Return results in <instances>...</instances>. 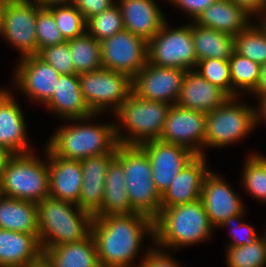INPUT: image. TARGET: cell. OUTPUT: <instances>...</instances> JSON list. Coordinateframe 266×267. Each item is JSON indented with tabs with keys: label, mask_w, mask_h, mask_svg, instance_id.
Segmentation results:
<instances>
[{
	"label": "cell",
	"mask_w": 266,
	"mask_h": 267,
	"mask_svg": "<svg viewBox=\"0 0 266 267\" xmlns=\"http://www.w3.org/2000/svg\"><path fill=\"white\" fill-rule=\"evenodd\" d=\"M259 154L248 155L243 165L241 180L246 192L258 201L266 202V156Z\"/></svg>",
	"instance_id": "obj_34"
},
{
	"label": "cell",
	"mask_w": 266,
	"mask_h": 267,
	"mask_svg": "<svg viewBox=\"0 0 266 267\" xmlns=\"http://www.w3.org/2000/svg\"><path fill=\"white\" fill-rule=\"evenodd\" d=\"M194 70L209 83L220 87L232 97V83L228 60L216 58L200 60L197 62V66Z\"/></svg>",
	"instance_id": "obj_38"
},
{
	"label": "cell",
	"mask_w": 266,
	"mask_h": 267,
	"mask_svg": "<svg viewBox=\"0 0 266 267\" xmlns=\"http://www.w3.org/2000/svg\"><path fill=\"white\" fill-rule=\"evenodd\" d=\"M93 217L91 235L101 267H135L131 262L144 236L154 241V220L143 213Z\"/></svg>",
	"instance_id": "obj_1"
},
{
	"label": "cell",
	"mask_w": 266,
	"mask_h": 267,
	"mask_svg": "<svg viewBox=\"0 0 266 267\" xmlns=\"http://www.w3.org/2000/svg\"><path fill=\"white\" fill-rule=\"evenodd\" d=\"M180 10H184L194 21L198 15L216 0H168Z\"/></svg>",
	"instance_id": "obj_44"
},
{
	"label": "cell",
	"mask_w": 266,
	"mask_h": 267,
	"mask_svg": "<svg viewBox=\"0 0 266 267\" xmlns=\"http://www.w3.org/2000/svg\"><path fill=\"white\" fill-rule=\"evenodd\" d=\"M43 161L33 152L9 155L0 177L1 195L39 203L49 196L48 147Z\"/></svg>",
	"instance_id": "obj_6"
},
{
	"label": "cell",
	"mask_w": 266,
	"mask_h": 267,
	"mask_svg": "<svg viewBox=\"0 0 266 267\" xmlns=\"http://www.w3.org/2000/svg\"><path fill=\"white\" fill-rule=\"evenodd\" d=\"M60 74L38 55L20 58L14 71L16 90L45 105L53 96Z\"/></svg>",
	"instance_id": "obj_15"
},
{
	"label": "cell",
	"mask_w": 266,
	"mask_h": 267,
	"mask_svg": "<svg viewBox=\"0 0 266 267\" xmlns=\"http://www.w3.org/2000/svg\"><path fill=\"white\" fill-rule=\"evenodd\" d=\"M116 2L121 9L124 29L146 42L152 39L167 22L156 0H116Z\"/></svg>",
	"instance_id": "obj_20"
},
{
	"label": "cell",
	"mask_w": 266,
	"mask_h": 267,
	"mask_svg": "<svg viewBox=\"0 0 266 267\" xmlns=\"http://www.w3.org/2000/svg\"><path fill=\"white\" fill-rule=\"evenodd\" d=\"M67 41L75 74L80 75L103 68L100 42L93 36L85 32L83 35Z\"/></svg>",
	"instance_id": "obj_31"
},
{
	"label": "cell",
	"mask_w": 266,
	"mask_h": 267,
	"mask_svg": "<svg viewBox=\"0 0 266 267\" xmlns=\"http://www.w3.org/2000/svg\"><path fill=\"white\" fill-rule=\"evenodd\" d=\"M142 260L136 267H181L171 256V252L165 253V249L153 246L145 250ZM170 254V255H169Z\"/></svg>",
	"instance_id": "obj_42"
},
{
	"label": "cell",
	"mask_w": 266,
	"mask_h": 267,
	"mask_svg": "<svg viewBox=\"0 0 266 267\" xmlns=\"http://www.w3.org/2000/svg\"><path fill=\"white\" fill-rule=\"evenodd\" d=\"M122 30H124L123 18L117 2L86 20V32L98 42H102Z\"/></svg>",
	"instance_id": "obj_35"
},
{
	"label": "cell",
	"mask_w": 266,
	"mask_h": 267,
	"mask_svg": "<svg viewBox=\"0 0 266 267\" xmlns=\"http://www.w3.org/2000/svg\"><path fill=\"white\" fill-rule=\"evenodd\" d=\"M9 155L10 154H8L5 150L0 148V177H1L2 168L4 167L5 161L7 160Z\"/></svg>",
	"instance_id": "obj_50"
},
{
	"label": "cell",
	"mask_w": 266,
	"mask_h": 267,
	"mask_svg": "<svg viewBox=\"0 0 266 267\" xmlns=\"http://www.w3.org/2000/svg\"><path fill=\"white\" fill-rule=\"evenodd\" d=\"M263 25H264V27L266 28V15L263 17V18H261V21H260Z\"/></svg>",
	"instance_id": "obj_52"
},
{
	"label": "cell",
	"mask_w": 266,
	"mask_h": 267,
	"mask_svg": "<svg viewBox=\"0 0 266 267\" xmlns=\"http://www.w3.org/2000/svg\"><path fill=\"white\" fill-rule=\"evenodd\" d=\"M234 51L254 62L266 63V28L260 22L251 23L244 31L234 36Z\"/></svg>",
	"instance_id": "obj_33"
},
{
	"label": "cell",
	"mask_w": 266,
	"mask_h": 267,
	"mask_svg": "<svg viewBox=\"0 0 266 267\" xmlns=\"http://www.w3.org/2000/svg\"><path fill=\"white\" fill-rule=\"evenodd\" d=\"M238 98L230 97L206 114L205 148L229 146L255 129V108L239 102Z\"/></svg>",
	"instance_id": "obj_8"
},
{
	"label": "cell",
	"mask_w": 266,
	"mask_h": 267,
	"mask_svg": "<svg viewBox=\"0 0 266 267\" xmlns=\"http://www.w3.org/2000/svg\"><path fill=\"white\" fill-rule=\"evenodd\" d=\"M46 107L64 120L79 119L93 113L85 103L77 74H61Z\"/></svg>",
	"instance_id": "obj_24"
},
{
	"label": "cell",
	"mask_w": 266,
	"mask_h": 267,
	"mask_svg": "<svg viewBox=\"0 0 266 267\" xmlns=\"http://www.w3.org/2000/svg\"><path fill=\"white\" fill-rule=\"evenodd\" d=\"M228 61L230 65L232 97H238L246 92L252 94L257 88L261 65L237 54L235 51Z\"/></svg>",
	"instance_id": "obj_32"
},
{
	"label": "cell",
	"mask_w": 266,
	"mask_h": 267,
	"mask_svg": "<svg viewBox=\"0 0 266 267\" xmlns=\"http://www.w3.org/2000/svg\"><path fill=\"white\" fill-rule=\"evenodd\" d=\"M214 227L201 199L191 203L161 208L154 219V244L160 248H170L174 252L182 246L207 241Z\"/></svg>",
	"instance_id": "obj_2"
},
{
	"label": "cell",
	"mask_w": 266,
	"mask_h": 267,
	"mask_svg": "<svg viewBox=\"0 0 266 267\" xmlns=\"http://www.w3.org/2000/svg\"><path fill=\"white\" fill-rule=\"evenodd\" d=\"M206 155H196L176 175L168 189L162 194L161 208L191 203L200 199L207 168Z\"/></svg>",
	"instance_id": "obj_19"
},
{
	"label": "cell",
	"mask_w": 266,
	"mask_h": 267,
	"mask_svg": "<svg viewBox=\"0 0 266 267\" xmlns=\"http://www.w3.org/2000/svg\"><path fill=\"white\" fill-rule=\"evenodd\" d=\"M206 118L204 112L171 105L160 140L205 155Z\"/></svg>",
	"instance_id": "obj_13"
},
{
	"label": "cell",
	"mask_w": 266,
	"mask_h": 267,
	"mask_svg": "<svg viewBox=\"0 0 266 267\" xmlns=\"http://www.w3.org/2000/svg\"><path fill=\"white\" fill-rule=\"evenodd\" d=\"M41 7H48L54 4H70L74 0H35Z\"/></svg>",
	"instance_id": "obj_48"
},
{
	"label": "cell",
	"mask_w": 266,
	"mask_h": 267,
	"mask_svg": "<svg viewBox=\"0 0 266 267\" xmlns=\"http://www.w3.org/2000/svg\"><path fill=\"white\" fill-rule=\"evenodd\" d=\"M79 82L83 99L93 114L109 109L115 113L132 93L129 76L104 68L80 74Z\"/></svg>",
	"instance_id": "obj_10"
},
{
	"label": "cell",
	"mask_w": 266,
	"mask_h": 267,
	"mask_svg": "<svg viewBox=\"0 0 266 267\" xmlns=\"http://www.w3.org/2000/svg\"><path fill=\"white\" fill-rule=\"evenodd\" d=\"M146 42L128 30L100 42L102 67L126 74L131 79L147 64Z\"/></svg>",
	"instance_id": "obj_12"
},
{
	"label": "cell",
	"mask_w": 266,
	"mask_h": 267,
	"mask_svg": "<svg viewBox=\"0 0 266 267\" xmlns=\"http://www.w3.org/2000/svg\"><path fill=\"white\" fill-rule=\"evenodd\" d=\"M115 3L116 0H74L73 2L85 20L110 8Z\"/></svg>",
	"instance_id": "obj_43"
},
{
	"label": "cell",
	"mask_w": 266,
	"mask_h": 267,
	"mask_svg": "<svg viewBox=\"0 0 266 267\" xmlns=\"http://www.w3.org/2000/svg\"><path fill=\"white\" fill-rule=\"evenodd\" d=\"M116 158L123 165L132 208L154 220L160 214L162 195L152 180L151 164L146 152L140 146L118 144Z\"/></svg>",
	"instance_id": "obj_7"
},
{
	"label": "cell",
	"mask_w": 266,
	"mask_h": 267,
	"mask_svg": "<svg viewBox=\"0 0 266 267\" xmlns=\"http://www.w3.org/2000/svg\"><path fill=\"white\" fill-rule=\"evenodd\" d=\"M255 95V98L258 97L259 104L255 109V121H256V126L259 124V122L265 121L266 122V93L264 94H253L252 96Z\"/></svg>",
	"instance_id": "obj_46"
},
{
	"label": "cell",
	"mask_w": 266,
	"mask_h": 267,
	"mask_svg": "<svg viewBox=\"0 0 266 267\" xmlns=\"http://www.w3.org/2000/svg\"><path fill=\"white\" fill-rule=\"evenodd\" d=\"M97 115L65 120L70 121V124L58 127L45 146L58 157L79 161L91 156L112 153L118 145L115 123L94 124L95 126L93 123L90 124V120L95 119Z\"/></svg>",
	"instance_id": "obj_3"
},
{
	"label": "cell",
	"mask_w": 266,
	"mask_h": 267,
	"mask_svg": "<svg viewBox=\"0 0 266 267\" xmlns=\"http://www.w3.org/2000/svg\"><path fill=\"white\" fill-rule=\"evenodd\" d=\"M140 147L149 158L152 180L161 195L168 189L176 175L196 156L182 146L160 139L145 142Z\"/></svg>",
	"instance_id": "obj_16"
},
{
	"label": "cell",
	"mask_w": 266,
	"mask_h": 267,
	"mask_svg": "<svg viewBox=\"0 0 266 267\" xmlns=\"http://www.w3.org/2000/svg\"><path fill=\"white\" fill-rule=\"evenodd\" d=\"M250 19L252 17L231 0H216L198 15L194 23L236 36L252 23Z\"/></svg>",
	"instance_id": "obj_26"
},
{
	"label": "cell",
	"mask_w": 266,
	"mask_h": 267,
	"mask_svg": "<svg viewBox=\"0 0 266 267\" xmlns=\"http://www.w3.org/2000/svg\"><path fill=\"white\" fill-rule=\"evenodd\" d=\"M42 256L43 251L35 235L0 229V267H27Z\"/></svg>",
	"instance_id": "obj_25"
},
{
	"label": "cell",
	"mask_w": 266,
	"mask_h": 267,
	"mask_svg": "<svg viewBox=\"0 0 266 267\" xmlns=\"http://www.w3.org/2000/svg\"><path fill=\"white\" fill-rule=\"evenodd\" d=\"M166 22L148 41V63L160 67L193 70L197 58L192 39V23L171 28Z\"/></svg>",
	"instance_id": "obj_9"
},
{
	"label": "cell",
	"mask_w": 266,
	"mask_h": 267,
	"mask_svg": "<svg viewBox=\"0 0 266 267\" xmlns=\"http://www.w3.org/2000/svg\"><path fill=\"white\" fill-rule=\"evenodd\" d=\"M27 267H52L48 261L42 256L39 260L34 263H31Z\"/></svg>",
	"instance_id": "obj_49"
},
{
	"label": "cell",
	"mask_w": 266,
	"mask_h": 267,
	"mask_svg": "<svg viewBox=\"0 0 266 267\" xmlns=\"http://www.w3.org/2000/svg\"><path fill=\"white\" fill-rule=\"evenodd\" d=\"M37 213L42 249L83 240L91 233L93 215L72 202L48 196L37 203Z\"/></svg>",
	"instance_id": "obj_4"
},
{
	"label": "cell",
	"mask_w": 266,
	"mask_h": 267,
	"mask_svg": "<svg viewBox=\"0 0 266 267\" xmlns=\"http://www.w3.org/2000/svg\"><path fill=\"white\" fill-rule=\"evenodd\" d=\"M42 60L49 63L58 73L74 74L75 67L69 51L68 41L45 47L37 54Z\"/></svg>",
	"instance_id": "obj_40"
},
{
	"label": "cell",
	"mask_w": 266,
	"mask_h": 267,
	"mask_svg": "<svg viewBox=\"0 0 266 267\" xmlns=\"http://www.w3.org/2000/svg\"><path fill=\"white\" fill-rule=\"evenodd\" d=\"M251 17L263 18L266 15V0H231ZM257 15V16H256ZM262 16V17H261Z\"/></svg>",
	"instance_id": "obj_45"
},
{
	"label": "cell",
	"mask_w": 266,
	"mask_h": 267,
	"mask_svg": "<svg viewBox=\"0 0 266 267\" xmlns=\"http://www.w3.org/2000/svg\"><path fill=\"white\" fill-rule=\"evenodd\" d=\"M37 54L45 48L66 41L58 29L53 13L48 7L37 8L36 19Z\"/></svg>",
	"instance_id": "obj_39"
},
{
	"label": "cell",
	"mask_w": 266,
	"mask_h": 267,
	"mask_svg": "<svg viewBox=\"0 0 266 267\" xmlns=\"http://www.w3.org/2000/svg\"><path fill=\"white\" fill-rule=\"evenodd\" d=\"M186 71L147 64L132 78V93L150 101L176 104Z\"/></svg>",
	"instance_id": "obj_14"
},
{
	"label": "cell",
	"mask_w": 266,
	"mask_h": 267,
	"mask_svg": "<svg viewBox=\"0 0 266 267\" xmlns=\"http://www.w3.org/2000/svg\"><path fill=\"white\" fill-rule=\"evenodd\" d=\"M266 231V230H265ZM265 235H263V237L265 238V241H266V232L264 233Z\"/></svg>",
	"instance_id": "obj_53"
},
{
	"label": "cell",
	"mask_w": 266,
	"mask_h": 267,
	"mask_svg": "<svg viewBox=\"0 0 266 267\" xmlns=\"http://www.w3.org/2000/svg\"><path fill=\"white\" fill-rule=\"evenodd\" d=\"M49 196L78 204L82 187L81 161L56 156L48 148Z\"/></svg>",
	"instance_id": "obj_23"
},
{
	"label": "cell",
	"mask_w": 266,
	"mask_h": 267,
	"mask_svg": "<svg viewBox=\"0 0 266 267\" xmlns=\"http://www.w3.org/2000/svg\"><path fill=\"white\" fill-rule=\"evenodd\" d=\"M136 213L130 204L122 163L115 157L108 166L101 208L93 216Z\"/></svg>",
	"instance_id": "obj_28"
},
{
	"label": "cell",
	"mask_w": 266,
	"mask_h": 267,
	"mask_svg": "<svg viewBox=\"0 0 266 267\" xmlns=\"http://www.w3.org/2000/svg\"><path fill=\"white\" fill-rule=\"evenodd\" d=\"M227 267H265L266 241L263 236L250 245L227 247Z\"/></svg>",
	"instance_id": "obj_36"
},
{
	"label": "cell",
	"mask_w": 266,
	"mask_h": 267,
	"mask_svg": "<svg viewBox=\"0 0 266 267\" xmlns=\"http://www.w3.org/2000/svg\"><path fill=\"white\" fill-rule=\"evenodd\" d=\"M266 93V63L261 64L259 80L256 90L252 94H264Z\"/></svg>",
	"instance_id": "obj_47"
},
{
	"label": "cell",
	"mask_w": 266,
	"mask_h": 267,
	"mask_svg": "<svg viewBox=\"0 0 266 267\" xmlns=\"http://www.w3.org/2000/svg\"><path fill=\"white\" fill-rule=\"evenodd\" d=\"M245 210L233 217L226 219L220 227H233L231 231L232 241L229 242L227 247H237L242 245H250L260 236L256 233L255 227L249 226L246 222H242ZM241 221V222H240Z\"/></svg>",
	"instance_id": "obj_41"
},
{
	"label": "cell",
	"mask_w": 266,
	"mask_h": 267,
	"mask_svg": "<svg viewBox=\"0 0 266 267\" xmlns=\"http://www.w3.org/2000/svg\"><path fill=\"white\" fill-rule=\"evenodd\" d=\"M2 0H0V36H1V12H2Z\"/></svg>",
	"instance_id": "obj_51"
},
{
	"label": "cell",
	"mask_w": 266,
	"mask_h": 267,
	"mask_svg": "<svg viewBox=\"0 0 266 267\" xmlns=\"http://www.w3.org/2000/svg\"><path fill=\"white\" fill-rule=\"evenodd\" d=\"M116 157V149L112 153L87 157L81 160L82 187L77 206L94 215L103 201L108 166Z\"/></svg>",
	"instance_id": "obj_21"
},
{
	"label": "cell",
	"mask_w": 266,
	"mask_h": 267,
	"mask_svg": "<svg viewBox=\"0 0 266 267\" xmlns=\"http://www.w3.org/2000/svg\"><path fill=\"white\" fill-rule=\"evenodd\" d=\"M42 251L52 267H101L91 233L83 240Z\"/></svg>",
	"instance_id": "obj_27"
},
{
	"label": "cell",
	"mask_w": 266,
	"mask_h": 267,
	"mask_svg": "<svg viewBox=\"0 0 266 267\" xmlns=\"http://www.w3.org/2000/svg\"><path fill=\"white\" fill-rule=\"evenodd\" d=\"M170 107V104L145 100L131 93L113 114L118 118L115 123L118 144L140 146L160 139ZM124 128L127 135L122 133Z\"/></svg>",
	"instance_id": "obj_5"
},
{
	"label": "cell",
	"mask_w": 266,
	"mask_h": 267,
	"mask_svg": "<svg viewBox=\"0 0 266 267\" xmlns=\"http://www.w3.org/2000/svg\"><path fill=\"white\" fill-rule=\"evenodd\" d=\"M11 93L0 88V148L10 155L27 154L33 150L28 143L26 120Z\"/></svg>",
	"instance_id": "obj_18"
},
{
	"label": "cell",
	"mask_w": 266,
	"mask_h": 267,
	"mask_svg": "<svg viewBox=\"0 0 266 267\" xmlns=\"http://www.w3.org/2000/svg\"><path fill=\"white\" fill-rule=\"evenodd\" d=\"M48 8L52 11L56 25L66 41L86 32V20L73 3L54 4Z\"/></svg>",
	"instance_id": "obj_37"
},
{
	"label": "cell",
	"mask_w": 266,
	"mask_h": 267,
	"mask_svg": "<svg viewBox=\"0 0 266 267\" xmlns=\"http://www.w3.org/2000/svg\"><path fill=\"white\" fill-rule=\"evenodd\" d=\"M39 4L35 0H5L2 2L1 37L21 56L37 55L36 19Z\"/></svg>",
	"instance_id": "obj_11"
},
{
	"label": "cell",
	"mask_w": 266,
	"mask_h": 267,
	"mask_svg": "<svg viewBox=\"0 0 266 267\" xmlns=\"http://www.w3.org/2000/svg\"><path fill=\"white\" fill-rule=\"evenodd\" d=\"M229 98L223 89L209 83L193 69L185 73L176 104L207 114L223 105Z\"/></svg>",
	"instance_id": "obj_22"
},
{
	"label": "cell",
	"mask_w": 266,
	"mask_h": 267,
	"mask_svg": "<svg viewBox=\"0 0 266 267\" xmlns=\"http://www.w3.org/2000/svg\"><path fill=\"white\" fill-rule=\"evenodd\" d=\"M0 229L39 237L37 203L0 195Z\"/></svg>",
	"instance_id": "obj_29"
},
{
	"label": "cell",
	"mask_w": 266,
	"mask_h": 267,
	"mask_svg": "<svg viewBox=\"0 0 266 267\" xmlns=\"http://www.w3.org/2000/svg\"><path fill=\"white\" fill-rule=\"evenodd\" d=\"M192 39L198 61L209 58L229 60L234 52V36L192 23Z\"/></svg>",
	"instance_id": "obj_30"
},
{
	"label": "cell",
	"mask_w": 266,
	"mask_h": 267,
	"mask_svg": "<svg viewBox=\"0 0 266 267\" xmlns=\"http://www.w3.org/2000/svg\"><path fill=\"white\" fill-rule=\"evenodd\" d=\"M200 199L214 228L246 209L237 192L212 171L204 178Z\"/></svg>",
	"instance_id": "obj_17"
}]
</instances>
